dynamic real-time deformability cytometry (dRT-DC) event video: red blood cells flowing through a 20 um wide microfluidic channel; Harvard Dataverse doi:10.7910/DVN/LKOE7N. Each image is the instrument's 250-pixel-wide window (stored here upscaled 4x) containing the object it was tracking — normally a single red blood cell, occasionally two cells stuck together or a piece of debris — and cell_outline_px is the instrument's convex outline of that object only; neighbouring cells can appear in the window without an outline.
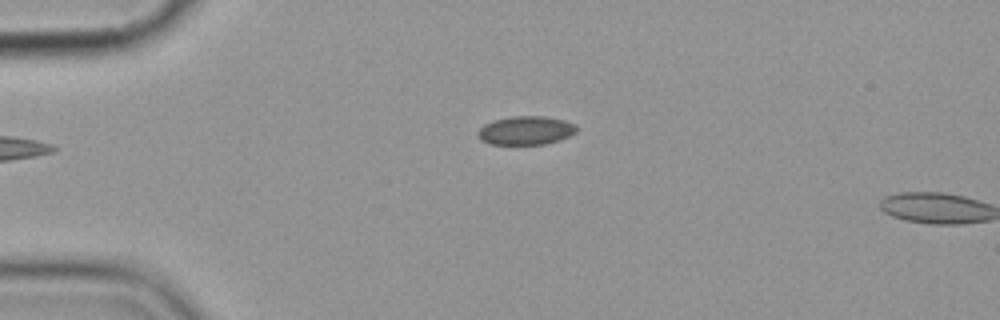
{"species": "common noctule bat (a hibernating species)", "species_latin": "Nyctalus noctula", "temperature_condition": "cold", "stored_images_in_passage": 2, "camera_frame_rate_fps": 3000, "um_per_image_px": 0.085, "animal": {"sex": "female", "body_mass_g": 19.9}, "frame": {"image": 1, "passage_image": 1, "time_ms": 0.0, "image_size_px": [1000, 320], "cell_outline_px": [[576, 132], [560, 140], [544, 144], [488, 144], [480, 140], [476, 136], [476, 132], [484, 124], [492, 120], [512, 116], [544, 116], [564, 120], [576, 124]], "centroid_in_image_um": [44.65, 11.09], "position_along_channel_um": 40.4, "area_um2": 16.65}}